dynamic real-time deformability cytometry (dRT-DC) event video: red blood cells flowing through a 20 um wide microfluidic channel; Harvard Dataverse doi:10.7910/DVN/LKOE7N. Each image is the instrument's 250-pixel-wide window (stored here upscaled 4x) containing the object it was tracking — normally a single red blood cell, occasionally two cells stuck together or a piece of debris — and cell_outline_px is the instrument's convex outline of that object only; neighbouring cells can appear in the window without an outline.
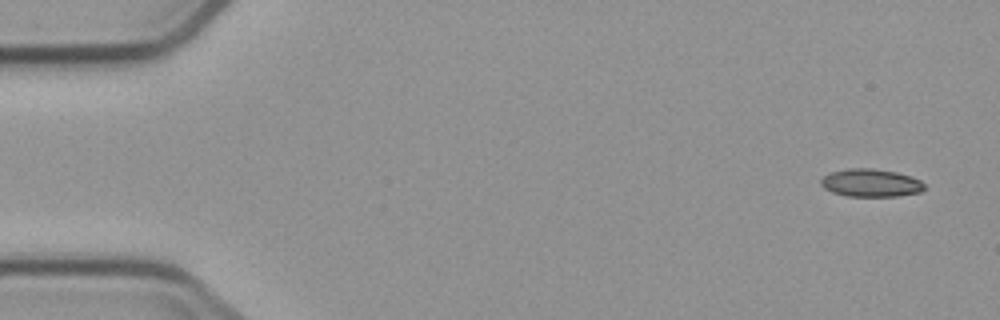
{"species": "common noctule bat (a hibernating species)", "species_latin": "Nyctalus noctula", "temperature_condition": "cold", "stored_images_in_passage": 4, "camera_frame_rate_fps": 3000, "um_per_image_px": 0.085, "animal": {"sex": "male", "body_mass_g": 23.1, "forearm_length_mm": 52.7}, "frame": {"image": 1, "passage_image": 1, "time_ms": 0.0, "image_size_px": [1000, 320], "cell_outline_px": [[924, 188], [920, 192], [896, 196], [848, 196], [832, 192], [824, 188], [820, 184], [820, 180], [824, 176], [832, 172], [848, 168], [872, 168], [896, 172], [912, 176], [920, 180], [924, 184]], "centroid_in_image_um": [74.01, 15.54], "position_along_channel_um": 11.0, "area_um2": 16.76}}
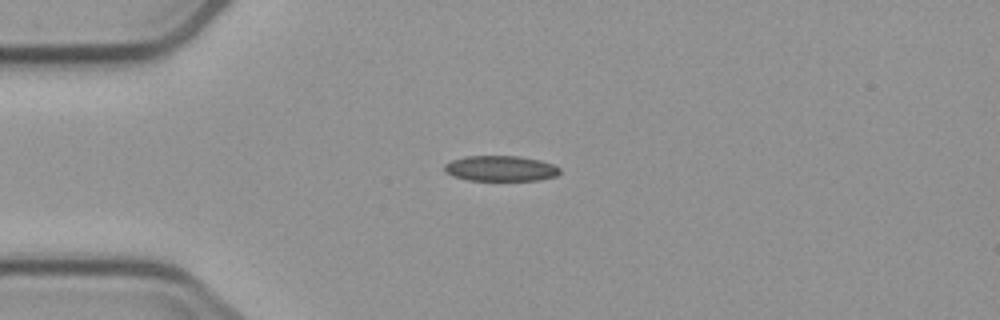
{"frame": {"image": 2, "passage_image": 4, "time_ms": 3.667, "image_size_px": [1000, 320], "cell_outline_px": [[560, 172], [556, 176], [540, 180], [468, 180], [452, 176], [444, 172], [444, 164], [452, 160], [464, 156], [520, 156], [540, 160], [552, 164], [560, 168]], "centroid_in_image_um": [42.53, 14.31], "position_along_channel_um": 42.5, "area_um2": 17.22}}